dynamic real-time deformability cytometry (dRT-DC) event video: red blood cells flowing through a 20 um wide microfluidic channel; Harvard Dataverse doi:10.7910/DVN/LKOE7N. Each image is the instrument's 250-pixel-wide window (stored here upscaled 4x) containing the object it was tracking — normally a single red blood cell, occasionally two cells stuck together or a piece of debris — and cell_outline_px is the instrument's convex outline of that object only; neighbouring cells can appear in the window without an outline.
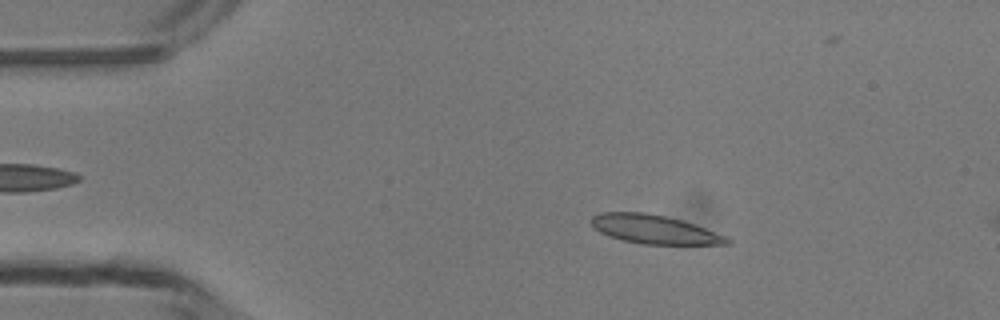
{"species": "common noctule bat (a hibernating species)", "species_latin": "Nyctalus noctula", "temperature_condition": "room temperature", "stored_images_in_passage": 8, "camera_frame_rate_fps": 3000, "um_per_image_px": 0.085, "animal": {"sex": "male", "body_mass_g": 13.3}, "frame": {"image": 1, "passage_image": 5, "time_ms": 1.333, "image_size_px": [1000, 320], "cell_outline_px": [[732, 244], [640, 244], [608, 236], [600, 232], [588, 220], [592, 216], [600, 212], [644, 212], [664, 216], [696, 224], [724, 236], [732, 240]], "centroid_in_image_um": [55.59, 19.49], "position_along_channel_um": 29.4, "area_um2": 22.66}}